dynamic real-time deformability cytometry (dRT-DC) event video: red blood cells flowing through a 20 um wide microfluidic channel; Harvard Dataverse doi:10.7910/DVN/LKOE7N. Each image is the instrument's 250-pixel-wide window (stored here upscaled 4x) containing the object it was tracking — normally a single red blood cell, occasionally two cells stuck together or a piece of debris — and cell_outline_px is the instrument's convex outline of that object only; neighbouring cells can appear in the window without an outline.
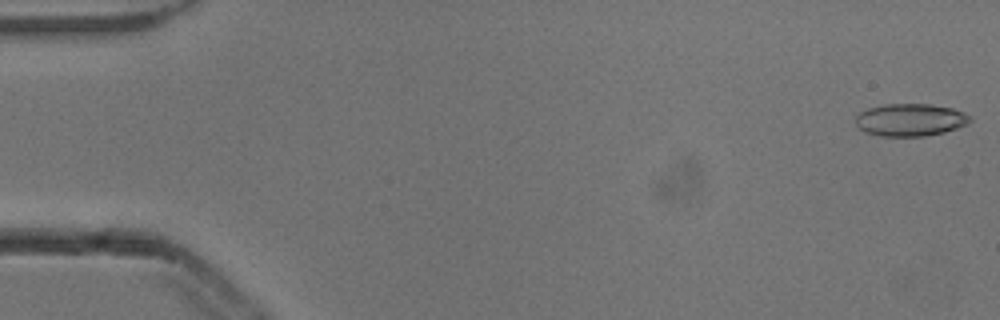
{"species": "common noctule bat (a hibernating species)", "species_latin": "Nyctalus noctula", "temperature_condition": "cold", "stored_images_in_passage": 53, "camera_frame_rate_fps": 3000, "um_per_image_px": 0.085, "animal": {"sex": "male", "body_mass_g": 13.3}, "frame": {"image": 1, "passage_image": 1, "time_ms": 0.0, "image_size_px": [1000, 320], "cell_outline_px": [[972, 120], [968, 124], [944, 132], [924, 136], [880, 136], [864, 132], [856, 124], [856, 116], [860, 112], [868, 108], [884, 104], [928, 104], [952, 108], [964, 112]], "centroid_in_image_um": [77.36, 10.19], "position_along_channel_um": 7.6, "area_um2": 21.62}}
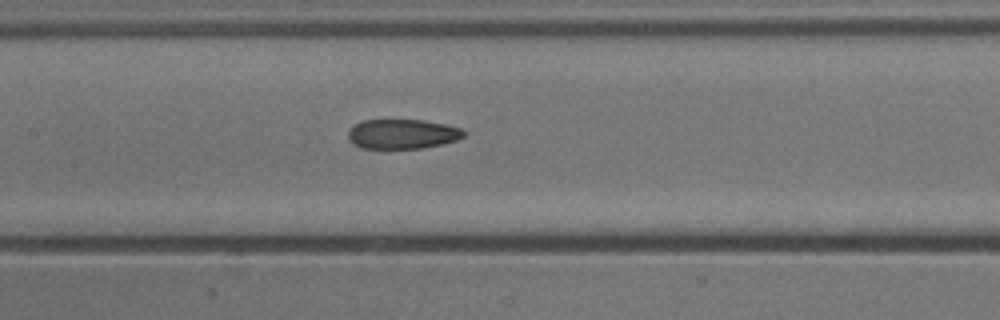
{"frame": {"image": 2, "passage_image": 25, "time_ms": 8.0, "image_size_px": [1000, 320], "cell_outline_px": [[468, 132], [464, 136], [456, 140], [424, 148], [360, 148], [352, 144], [348, 140], [348, 132], [360, 120], [424, 120], [444, 124], [460, 128]], "centroid_in_image_um": [34.19, 11.39], "position_along_channel_um": 173.2, "area_um2": 20.0}}
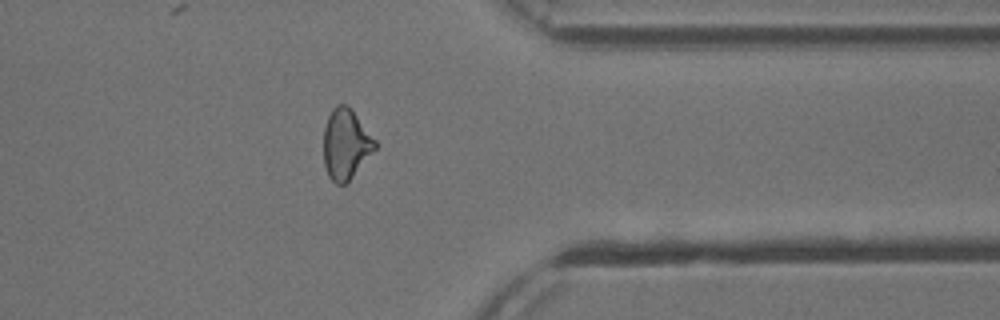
{"frame": {"image": 3, "passage_image": 42, "time_ms": 13.667, "image_size_px": [1000, 320], "cell_outline_px": [[376, 148], [352, 176], [344, 184], [336, 184], [328, 176], [324, 164], [324, 128], [328, 116], [332, 108], [336, 104], [348, 104], [352, 108], [376, 140]], "centroid_in_image_um": [29.39, 12.2], "position_along_channel_um": 382.0, "area_um2": 21.04}, "authors_computed_cell_mechanics": {"area_um2": 21.386, "velocity_mm_per_s": 3.8823, "shape_relaxation_time_tau1_ms": null, "shape_relaxation_time_tau2_ms": 3.477, "deformation_change_tau1": null, "deformation_change_tau2": 0.111}}